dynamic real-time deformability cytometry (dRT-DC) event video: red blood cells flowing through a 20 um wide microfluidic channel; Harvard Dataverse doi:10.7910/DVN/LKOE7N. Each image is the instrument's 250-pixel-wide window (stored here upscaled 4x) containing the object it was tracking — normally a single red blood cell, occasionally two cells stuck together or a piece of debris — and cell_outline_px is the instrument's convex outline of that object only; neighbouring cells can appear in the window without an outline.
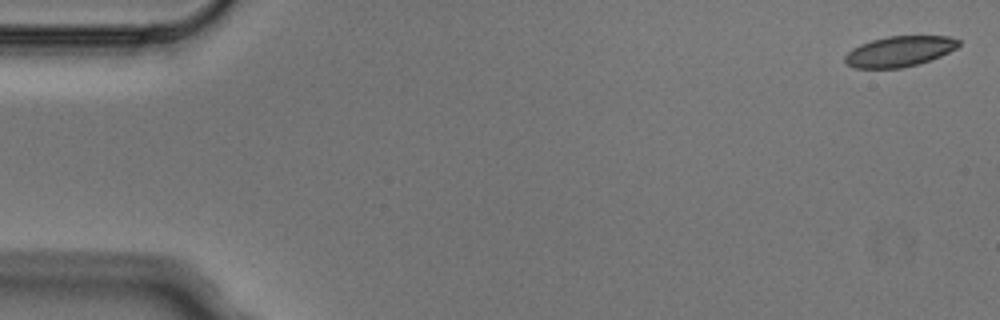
{"species": "Egyptian fruit bat (a non-hibernating species)", "species_latin": "Rousettus aegyptiacus", "temperature_condition": "cold", "stored_images_in_passage": 4, "camera_frame_rate_fps": 3000, "um_per_image_px": 0.085, "animal": {"sex": "male"}, "frame": {"image": 1, "passage_image": 1, "time_ms": 0.0, "image_size_px": [1000, 320], "cell_outline_px": [[960, 44], [956, 48], [940, 56], [920, 64], [900, 68], [852, 68], [844, 60], [844, 56], [852, 48], [860, 44], [872, 40], [888, 36], [948, 36], [960, 40]], "centroid_in_image_um": [76.44, 4.37], "position_along_channel_um": 8.6, "area_um2": 20.23}}
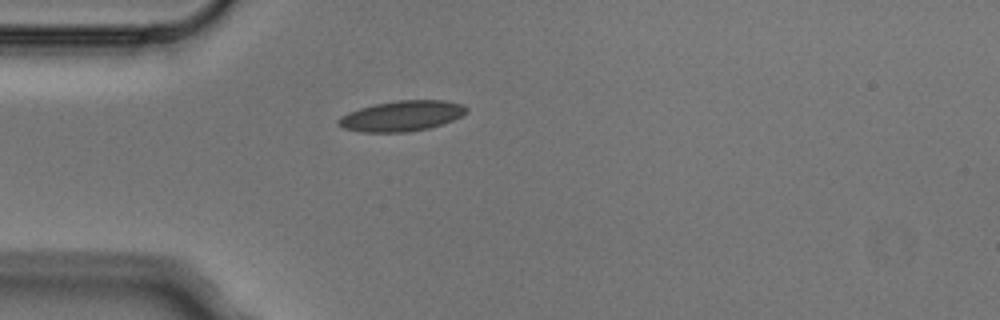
{"frame": {"image": 2, "passage_image": 4, "time_ms": 1.0, "image_size_px": [1000, 320], "cell_outline_px": [[468, 112], [452, 120], [428, 128], [408, 132], [360, 132], [344, 128], [336, 124], [336, 120], [340, 116], [348, 112], [360, 108], [376, 104], [396, 100], [444, 100], [464, 104], [468, 108]], "centroid_in_image_um": [34.13, 9.85], "position_along_channel_um": 50.9, "area_um2": 22.77}}